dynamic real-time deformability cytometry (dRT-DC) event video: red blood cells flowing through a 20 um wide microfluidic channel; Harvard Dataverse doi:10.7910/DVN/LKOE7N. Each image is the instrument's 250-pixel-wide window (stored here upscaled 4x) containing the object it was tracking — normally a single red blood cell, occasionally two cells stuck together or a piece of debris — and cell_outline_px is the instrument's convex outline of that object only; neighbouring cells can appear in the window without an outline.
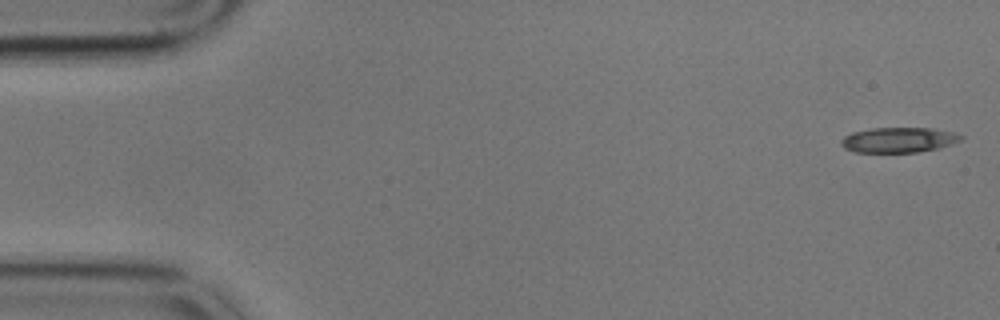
{"species": "common noctule bat (a hibernating species)", "species_latin": "Nyctalus noctula", "temperature_condition": "cold", "stored_images_in_passage": 15, "camera_frame_rate_fps": 3000, "um_per_image_px": 0.085, "animal": {"sex": "male", "body_mass_g": 17.9}, "frame": {"image": 1, "passage_image": 1, "time_ms": 0.0, "image_size_px": [1000, 320], "cell_outline_px": [[964, 136], [960, 140], [952, 144], [936, 148], [916, 152], [856, 152], [844, 148], [840, 144], [840, 140], [844, 136], [852, 132], [872, 128], [932, 128], [956, 132]], "centroid_in_image_um": [76.38, 11.88], "position_along_channel_um": 8.6, "area_um2": 17.57}}
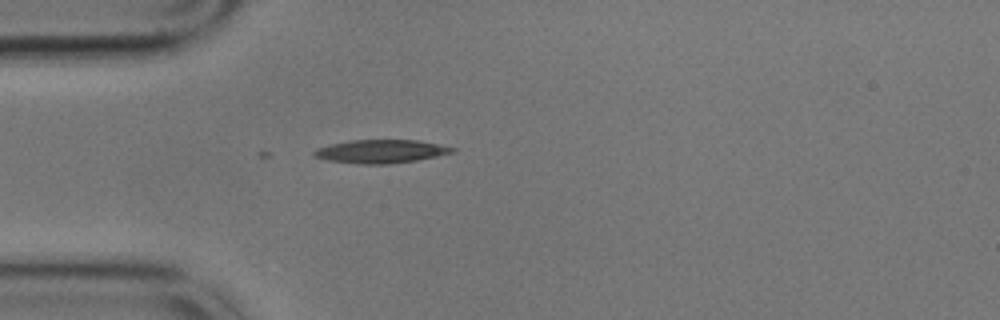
{"frame": {"image": 2, "passage_image": 15, "time_ms": 4.667, "image_size_px": [1000, 320], "cell_outline_px": [[456, 152], [416, 160], [388, 164], [360, 164], [328, 160], [312, 156], [312, 152], [316, 148], [348, 140], [420, 140], [456, 148]], "centroid_in_image_um": [32.37, 12.86], "position_along_channel_um": 52.6, "area_um2": 18.84}}